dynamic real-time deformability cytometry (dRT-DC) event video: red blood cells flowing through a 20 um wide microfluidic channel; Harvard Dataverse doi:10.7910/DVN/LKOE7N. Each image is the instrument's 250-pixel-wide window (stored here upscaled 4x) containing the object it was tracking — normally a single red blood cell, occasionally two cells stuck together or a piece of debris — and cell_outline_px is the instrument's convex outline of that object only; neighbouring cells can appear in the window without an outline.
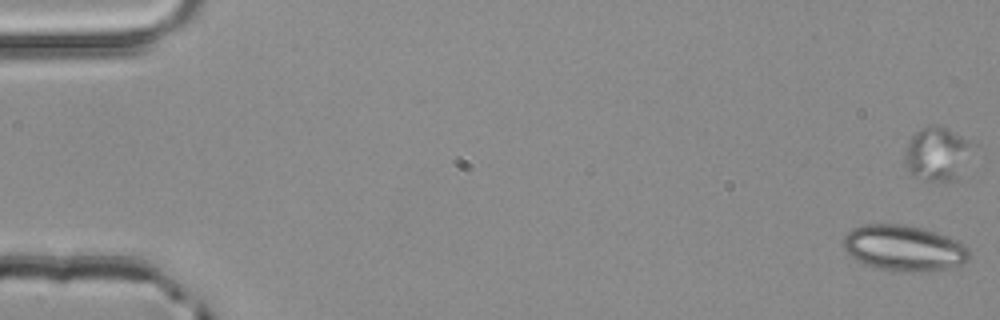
{"species": "common noctule bat (a hibernating species)", "species_latin": "Nyctalus noctula", "temperature_condition": "room temperature", "stored_images_in_passage": 4, "camera_frame_rate_fps": 3000, "um_per_image_px": 0.085, "animal": {"sex": "male", "body_mass_g": 20.4}, "frame": {"image": 1, "passage_image": 1, "time_ms": 0.0, "image_size_px": [1000, 320], "cell_outline_px": [[968, 260], [964, 264], [932, 272], [896, 272], [876, 268], [856, 260], [844, 248], [844, 236], [852, 228], [864, 224], [900, 224], [920, 228], [936, 232], [956, 240], [964, 244], [968, 248]], "centroid_in_image_um": [76.84, 21.11], "position_along_channel_um": 8.2, "area_um2": 33.76}}